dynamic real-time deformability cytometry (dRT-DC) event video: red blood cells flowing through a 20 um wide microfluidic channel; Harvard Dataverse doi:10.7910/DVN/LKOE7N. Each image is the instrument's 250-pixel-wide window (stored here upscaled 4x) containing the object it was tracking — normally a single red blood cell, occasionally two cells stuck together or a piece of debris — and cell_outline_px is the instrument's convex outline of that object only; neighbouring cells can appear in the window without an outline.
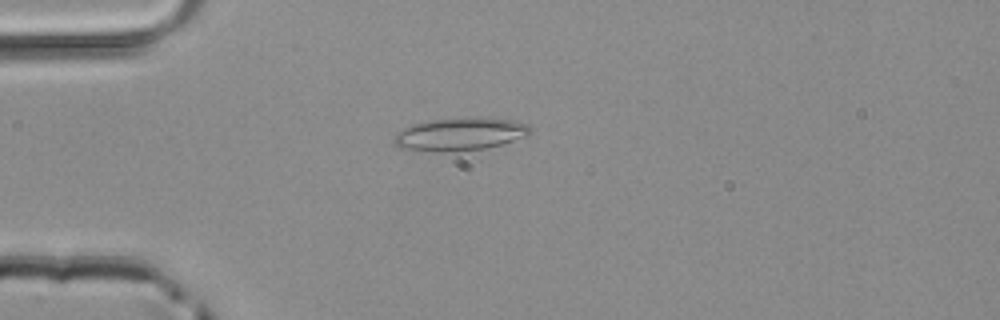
{"species": "common noctule bat (a hibernating species)", "species_latin": "Nyctalus noctula", "temperature_condition": "room temperature", "stored_images_in_passage": 36, "camera_frame_rate_fps": 3000, "um_per_image_px": 0.085, "animal": {"sex": "male", "body_mass_g": 20.4}, "frame": {"image": 1, "passage_image": 1, "time_ms": 0.0, "image_size_px": [1000, 320], "cell_outline_px": [[532, 132], [524, 136], [500, 144], [484, 148], [444, 152], [436, 152], [400, 148], [392, 140], [396, 132], [412, 124], [428, 120], [468, 116], [476, 116], [512, 120], [528, 124], [532, 128]], "centroid_in_image_um": [39.07, 11.37], "position_along_channel_um": 45.9, "area_um2": 26.3}}
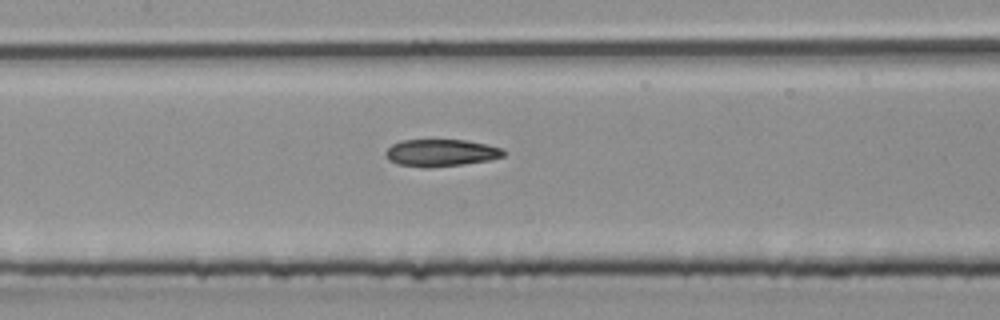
{"frame": {"image": 2, "passage_image": 11, "time_ms": 3.333, "image_size_px": [1000, 320], "cell_outline_px": [[508, 152], [504, 156], [488, 160], [464, 164], [428, 168], [424, 168], [396, 164], [388, 160], [384, 152], [392, 144], [404, 140], [468, 140], [488, 144], [504, 148]], "centroid_in_image_um": [37.51, 12.99], "position_along_channel_um": 169.9, "area_um2": 18.96}}
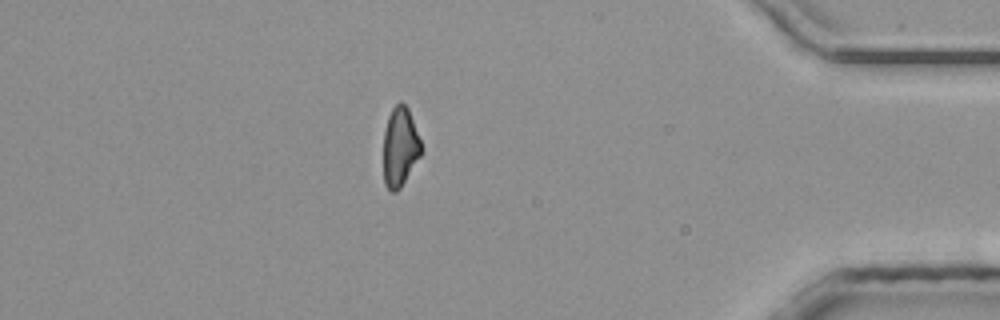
{"frame": {"image": 3, "passage_image": 30, "time_ms": 9.667, "image_size_px": [1000, 320], "cell_outline_px": [[424, 152], [400, 188], [396, 192], [392, 192], [384, 184], [384, 132], [388, 116], [392, 108], [400, 100], [408, 108], [420, 140]], "centroid_in_image_um": [34.02, 12.5], "position_along_channel_um": 401.2, "area_um2": 17.57}}